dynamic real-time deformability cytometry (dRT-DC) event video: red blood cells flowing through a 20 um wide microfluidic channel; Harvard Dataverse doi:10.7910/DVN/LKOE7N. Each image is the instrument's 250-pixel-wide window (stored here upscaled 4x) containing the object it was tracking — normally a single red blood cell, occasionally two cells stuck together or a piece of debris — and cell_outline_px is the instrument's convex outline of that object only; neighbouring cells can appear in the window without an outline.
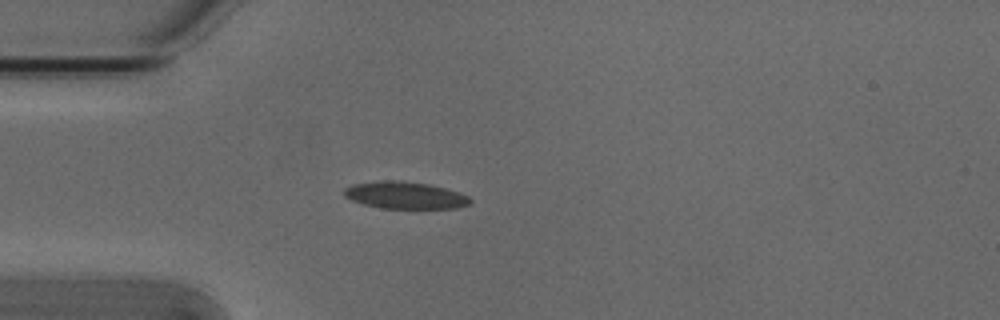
{"species": "Egyptian fruit bat (a non-hibernating species)", "species_latin": "Rousettus aegyptiacus", "temperature_condition": "cold", "stored_images_in_passage": 2, "camera_frame_rate_fps": 3000, "um_per_image_px": 0.085, "animal": {"sex": "male"}, "frame": {"image": 1, "passage_image": 1, "time_ms": 0.0, "image_size_px": [1000, 320], "cell_outline_px": [[472, 204], [456, 208], [380, 208], [364, 204], [352, 200], [344, 196], [344, 188], [352, 184], [384, 180], [392, 180], [428, 184], [460, 192], [468, 196], [472, 200]], "centroid_in_image_um": [34.44, 16.6], "position_along_channel_um": 50.6, "area_um2": 19.83}}